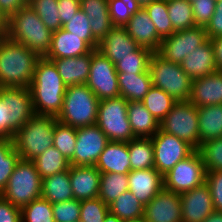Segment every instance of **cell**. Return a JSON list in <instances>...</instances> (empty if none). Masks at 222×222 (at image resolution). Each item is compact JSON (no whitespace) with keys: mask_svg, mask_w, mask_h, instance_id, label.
Segmentation results:
<instances>
[{"mask_svg":"<svg viewBox=\"0 0 222 222\" xmlns=\"http://www.w3.org/2000/svg\"><path fill=\"white\" fill-rule=\"evenodd\" d=\"M66 89L54 62L40 57L29 86L35 114L57 117L63 106Z\"/></svg>","mask_w":222,"mask_h":222,"instance_id":"1","label":"cell"},{"mask_svg":"<svg viewBox=\"0 0 222 222\" xmlns=\"http://www.w3.org/2000/svg\"><path fill=\"white\" fill-rule=\"evenodd\" d=\"M39 58L31 49L4 34L0 38V88H29Z\"/></svg>","mask_w":222,"mask_h":222,"instance_id":"2","label":"cell"},{"mask_svg":"<svg viewBox=\"0 0 222 222\" xmlns=\"http://www.w3.org/2000/svg\"><path fill=\"white\" fill-rule=\"evenodd\" d=\"M52 33L28 4L6 21L4 31L9 39L25 45L39 57H45L49 52Z\"/></svg>","mask_w":222,"mask_h":222,"instance_id":"3","label":"cell"},{"mask_svg":"<svg viewBox=\"0 0 222 222\" xmlns=\"http://www.w3.org/2000/svg\"><path fill=\"white\" fill-rule=\"evenodd\" d=\"M57 118L51 115L35 114L13 136L15 150L21 159L33 160L50 146Z\"/></svg>","mask_w":222,"mask_h":222,"instance_id":"4","label":"cell"},{"mask_svg":"<svg viewBox=\"0 0 222 222\" xmlns=\"http://www.w3.org/2000/svg\"><path fill=\"white\" fill-rule=\"evenodd\" d=\"M99 101L86 84L69 85L57 121L74 128L96 124Z\"/></svg>","mask_w":222,"mask_h":222,"instance_id":"5","label":"cell"},{"mask_svg":"<svg viewBox=\"0 0 222 222\" xmlns=\"http://www.w3.org/2000/svg\"><path fill=\"white\" fill-rule=\"evenodd\" d=\"M148 71L153 86L166 92L176 102L189 101L192 79L180 64L167 61L155 52L150 57Z\"/></svg>","mask_w":222,"mask_h":222,"instance_id":"6","label":"cell"},{"mask_svg":"<svg viewBox=\"0 0 222 222\" xmlns=\"http://www.w3.org/2000/svg\"><path fill=\"white\" fill-rule=\"evenodd\" d=\"M42 178L31 160L17 162L5 189L0 196L19 208L41 197Z\"/></svg>","mask_w":222,"mask_h":222,"instance_id":"7","label":"cell"},{"mask_svg":"<svg viewBox=\"0 0 222 222\" xmlns=\"http://www.w3.org/2000/svg\"><path fill=\"white\" fill-rule=\"evenodd\" d=\"M128 101L122 96L99 101L97 122L111 142H129L136 138L127 113Z\"/></svg>","mask_w":222,"mask_h":222,"instance_id":"8","label":"cell"},{"mask_svg":"<svg viewBox=\"0 0 222 222\" xmlns=\"http://www.w3.org/2000/svg\"><path fill=\"white\" fill-rule=\"evenodd\" d=\"M198 110L190 101L176 102L171 111L160 122V129L199 148Z\"/></svg>","mask_w":222,"mask_h":222,"instance_id":"9","label":"cell"},{"mask_svg":"<svg viewBox=\"0 0 222 222\" xmlns=\"http://www.w3.org/2000/svg\"><path fill=\"white\" fill-rule=\"evenodd\" d=\"M205 166L198 150L163 176L164 189L181 194L205 183Z\"/></svg>","mask_w":222,"mask_h":222,"instance_id":"10","label":"cell"},{"mask_svg":"<svg viewBox=\"0 0 222 222\" xmlns=\"http://www.w3.org/2000/svg\"><path fill=\"white\" fill-rule=\"evenodd\" d=\"M151 140L154 148V168L162 176L195 151L187 142L161 129L151 137Z\"/></svg>","mask_w":222,"mask_h":222,"instance_id":"11","label":"cell"},{"mask_svg":"<svg viewBox=\"0 0 222 222\" xmlns=\"http://www.w3.org/2000/svg\"><path fill=\"white\" fill-rule=\"evenodd\" d=\"M0 97L4 100L7 112V139H12L16 131L34 115L29 88L1 87Z\"/></svg>","mask_w":222,"mask_h":222,"instance_id":"12","label":"cell"},{"mask_svg":"<svg viewBox=\"0 0 222 222\" xmlns=\"http://www.w3.org/2000/svg\"><path fill=\"white\" fill-rule=\"evenodd\" d=\"M207 40L205 27L194 26L163 38L157 53L167 61L181 64L188 54Z\"/></svg>","mask_w":222,"mask_h":222,"instance_id":"13","label":"cell"},{"mask_svg":"<svg viewBox=\"0 0 222 222\" xmlns=\"http://www.w3.org/2000/svg\"><path fill=\"white\" fill-rule=\"evenodd\" d=\"M86 85L99 100L120 96L115 65L97 49L92 50L89 78Z\"/></svg>","mask_w":222,"mask_h":222,"instance_id":"14","label":"cell"},{"mask_svg":"<svg viewBox=\"0 0 222 222\" xmlns=\"http://www.w3.org/2000/svg\"><path fill=\"white\" fill-rule=\"evenodd\" d=\"M71 166H95L100 154L110 142L97 124L79 127Z\"/></svg>","mask_w":222,"mask_h":222,"instance_id":"15","label":"cell"},{"mask_svg":"<svg viewBox=\"0 0 222 222\" xmlns=\"http://www.w3.org/2000/svg\"><path fill=\"white\" fill-rule=\"evenodd\" d=\"M146 222H183L180 194L162 189L144 205Z\"/></svg>","mask_w":222,"mask_h":222,"instance_id":"16","label":"cell"},{"mask_svg":"<svg viewBox=\"0 0 222 222\" xmlns=\"http://www.w3.org/2000/svg\"><path fill=\"white\" fill-rule=\"evenodd\" d=\"M180 198L183 222H203L215 211L206 183L181 193Z\"/></svg>","mask_w":222,"mask_h":222,"instance_id":"17","label":"cell"},{"mask_svg":"<svg viewBox=\"0 0 222 222\" xmlns=\"http://www.w3.org/2000/svg\"><path fill=\"white\" fill-rule=\"evenodd\" d=\"M124 27L140 47L149 49L152 53L158 52L162 38L158 35L154 23L144 8L133 13Z\"/></svg>","mask_w":222,"mask_h":222,"instance_id":"18","label":"cell"},{"mask_svg":"<svg viewBox=\"0 0 222 222\" xmlns=\"http://www.w3.org/2000/svg\"><path fill=\"white\" fill-rule=\"evenodd\" d=\"M139 48L125 27L114 26L99 42L97 50L115 65L121 58L130 56Z\"/></svg>","mask_w":222,"mask_h":222,"instance_id":"19","label":"cell"},{"mask_svg":"<svg viewBox=\"0 0 222 222\" xmlns=\"http://www.w3.org/2000/svg\"><path fill=\"white\" fill-rule=\"evenodd\" d=\"M128 181V190L144 205L164 188L163 176L155 168L130 171Z\"/></svg>","mask_w":222,"mask_h":222,"instance_id":"20","label":"cell"},{"mask_svg":"<svg viewBox=\"0 0 222 222\" xmlns=\"http://www.w3.org/2000/svg\"><path fill=\"white\" fill-rule=\"evenodd\" d=\"M189 101L198 107L222 105V71L192 80Z\"/></svg>","mask_w":222,"mask_h":222,"instance_id":"21","label":"cell"},{"mask_svg":"<svg viewBox=\"0 0 222 222\" xmlns=\"http://www.w3.org/2000/svg\"><path fill=\"white\" fill-rule=\"evenodd\" d=\"M69 176L74 199L98 197L101 173L95 166H70Z\"/></svg>","mask_w":222,"mask_h":222,"instance_id":"22","label":"cell"},{"mask_svg":"<svg viewBox=\"0 0 222 222\" xmlns=\"http://www.w3.org/2000/svg\"><path fill=\"white\" fill-rule=\"evenodd\" d=\"M93 49L79 36L60 28L52 33L51 47L45 58H73L88 54Z\"/></svg>","mask_w":222,"mask_h":222,"instance_id":"23","label":"cell"},{"mask_svg":"<svg viewBox=\"0 0 222 222\" xmlns=\"http://www.w3.org/2000/svg\"><path fill=\"white\" fill-rule=\"evenodd\" d=\"M98 171L102 173H122L129 174L130 156L127 142H109L98 161L95 164Z\"/></svg>","mask_w":222,"mask_h":222,"instance_id":"24","label":"cell"},{"mask_svg":"<svg viewBox=\"0 0 222 222\" xmlns=\"http://www.w3.org/2000/svg\"><path fill=\"white\" fill-rule=\"evenodd\" d=\"M180 65L192 80L217 71L211 40L208 39L203 45L188 54Z\"/></svg>","mask_w":222,"mask_h":222,"instance_id":"25","label":"cell"},{"mask_svg":"<svg viewBox=\"0 0 222 222\" xmlns=\"http://www.w3.org/2000/svg\"><path fill=\"white\" fill-rule=\"evenodd\" d=\"M92 51L73 58H58L52 61L66 86L86 84L89 78Z\"/></svg>","mask_w":222,"mask_h":222,"instance_id":"26","label":"cell"},{"mask_svg":"<svg viewBox=\"0 0 222 222\" xmlns=\"http://www.w3.org/2000/svg\"><path fill=\"white\" fill-rule=\"evenodd\" d=\"M80 9L87 15L93 37L100 42L114 27L108 0H80Z\"/></svg>","mask_w":222,"mask_h":222,"instance_id":"27","label":"cell"},{"mask_svg":"<svg viewBox=\"0 0 222 222\" xmlns=\"http://www.w3.org/2000/svg\"><path fill=\"white\" fill-rule=\"evenodd\" d=\"M127 113L135 137L151 138L159 131L160 123L142 102H128Z\"/></svg>","mask_w":222,"mask_h":222,"instance_id":"28","label":"cell"},{"mask_svg":"<svg viewBox=\"0 0 222 222\" xmlns=\"http://www.w3.org/2000/svg\"><path fill=\"white\" fill-rule=\"evenodd\" d=\"M120 96L128 102H141L153 86L149 71L143 73L117 72Z\"/></svg>","mask_w":222,"mask_h":222,"instance_id":"29","label":"cell"},{"mask_svg":"<svg viewBox=\"0 0 222 222\" xmlns=\"http://www.w3.org/2000/svg\"><path fill=\"white\" fill-rule=\"evenodd\" d=\"M199 147L201 144L222 137V105L198 107Z\"/></svg>","mask_w":222,"mask_h":222,"instance_id":"30","label":"cell"},{"mask_svg":"<svg viewBox=\"0 0 222 222\" xmlns=\"http://www.w3.org/2000/svg\"><path fill=\"white\" fill-rule=\"evenodd\" d=\"M41 197L51 204L74 199L69 170L43 178Z\"/></svg>","mask_w":222,"mask_h":222,"instance_id":"31","label":"cell"},{"mask_svg":"<svg viewBox=\"0 0 222 222\" xmlns=\"http://www.w3.org/2000/svg\"><path fill=\"white\" fill-rule=\"evenodd\" d=\"M128 151L131 171L154 168V148L151 138L136 137L130 140Z\"/></svg>","mask_w":222,"mask_h":222,"instance_id":"32","label":"cell"},{"mask_svg":"<svg viewBox=\"0 0 222 222\" xmlns=\"http://www.w3.org/2000/svg\"><path fill=\"white\" fill-rule=\"evenodd\" d=\"M32 161L42 179L62 171H67L71 166L69 160L54 146H50Z\"/></svg>","mask_w":222,"mask_h":222,"instance_id":"33","label":"cell"},{"mask_svg":"<svg viewBox=\"0 0 222 222\" xmlns=\"http://www.w3.org/2000/svg\"><path fill=\"white\" fill-rule=\"evenodd\" d=\"M128 174L102 173L98 197L108 206L128 190Z\"/></svg>","mask_w":222,"mask_h":222,"instance_id":"34","label":"cell"},{"mask_svg":"<svg viewBox=\"0 0 222 222\" xmlns=\"http://www.w3.org/2000/svg\"><path fill=\"white\" fill-rule=\"evenodd\" d=\"M109 212L121 220L139 218L144 216V204L127 190L109 205Z\"/></svg>","mask_w":222,"mask_h":222,"instance_id":"35","label":"cell"},{"mask_svg":"<svg viewBox=\"0 0 222 222\" xmlns=\"http://www.w3.org/2000/svg\"><path fill=\"white\" fill-rule=\"evenodd\" d=\"M141 102L160 123L171 111L176 100L160 88L152 86Z\"/></svg>","mask_w":222,"mask_h":222,"instance_id":"36","label":"cell"},{"mask_svg":"<svg viewBox=\"0 0 222 222\" xmlns=\"http://www.w3.org/2000/svg\"><path fill=\"white\" fill-rule=\"evenodd\" d=\"M169 19L174 32L195 26L192 4L188 0H167Z\"/></svg>","mask_w":222,"mask_h":222,"instance_id":"37","label":"cell"},{"mask_svg":"<svg viewBox=\"0 0 222 222\" xmlns=\"http://www.w3.org/2000/svg\"><path fill=\"white\" fill-rule=\"evenodd\" d=\"M20 160L12 139L0 140V194L5 189L17 162Z\"/></svg>","mask_w":222,"mask_h":222,"instance_id":"38","label":"cell"},{"mask_svg":"<svg viewBox=\"0 0 222 222\" xmlns=\"http://www.w3.org/2000/svg\"><path fill=\"white\" fill-rule=\"evenodd\" d=\"M76 134L77 128L59 121L56 122L53 133V146L69 161L74 155L77 140Z\"/></svg>","mask_w":222,"mask_h":222,"instance_id":"39","label":"cell"},{"mask_svg":"<svg viewBox=\"0 0 222 222\" xmlns=\"http://www.w3.org/2000/svg\"><path fill=\"white\" fill-rule=\"evenodd\" d=\"M144 9L149 14L158 35L162 39L174 33L171 20L169 19L167 0L153 1Z\"/></svg>","mask_w":222,"mask_h":222,"instance_id":"40","label":"cell"},{"mask_svg":"<svg viewBox=\"0 0 222 222\" xmlns=\"http://www.w3.org/2000/svg\"><path fill=\"white\" fill-rule=\"evenodd\" d=\"M28 5L52 32L62 28L60 15L58 14V0H28Z\"/></svg>","mask_w":222,"mask_h":222,"instance_id":"41","label":"cell"},{"mask_svg":"<svg viewBox=\"0 0 222 222\" xmlns=\"http://www.w3.org/2000/svg\"><path fill=\"white\" fill-rule=\"evenodd\" d=\"M22 222H55L52 204L40 197L21 208Z\"/></svg>","mask_w":222,"mask_h":222,"instance_id":"42","label":"cell"},{"mask_svg":"<svg viewBox=\"0 0 222 222\" xmlns=\"http://www.w3.org/2000/svg\"><path fill=\"white\" fill-rule=\"evenodd\" d=\"M151 55L152 52L149 49L140 47L137 51L131 53L130 56L121 58L115 64L116 71L122 73L147 72Z\"/></svg>","mask_w":222,"mask_h":222,"instance_id":"43","label":"cell"},{"mask_svg":"<svg viewBox=\"0 0 222 222\" xmlns=\"http://www.w3.org/2000/svg\"><path fill=\"white\" fill-rule=\"evenodd\" d=\"M62 29L79 36V38L84 40L92 49L98 48L99 42L93 37L89 19L82 10L72 16L69 22L63 24Z\"/></svg>","mask_w":222,"mask_h":222,"instance_id":"44","label":"cell"},{"mask_svg":"<svg viewBox=\"0 0 222 222\" xmlns=\"http://www.w3.org/2000/svg\"><path fill=\"white\" fill-rule=\"evenodd\" d=\"M141 7L136 0H108V9L112 24L124 27L132 14Z\"/></svg>","mask_w":222,"mask_h":222,"instance_id":"45","label":"cell"},{"mask_svg":"<svg viewBox=\"0 0 222 222\" xmlns=\"http://www.w3.org/2000/svg\"><path fill=\"white\" fill-rule=\"evenodd\" d=\"M198 151L206 171H222V137L201 144Z\"/></svg>","mask_w":222,"mask_h":222,"instance_id":"46","label":"cell"},{"mask_svg":"<svg viewBox=\"0 0 222 222\" xmlns=\"http://www.w3.org/2000/svg\"><path fill=\"white\" fill-rule=\"evenodd\" d=\"M109 213V206L99 197L82 200L80 209V222H103Z\"/></svg>","mask_w":222,"mask_h":222,"instance_id":"47","label":"cell"},{"mask_svg":"<svg viewBox=\"0 0 222 222\" xmlns=\"http://www.w3.org/2000/svg\"><path fill=\"white\" fill-rule=\"evenodd\" d=\"M55 222H77L80 219L81 201L72 199L52 204Z\"/></svg>","mask_w":222,"mask_h":222,"instance_id":"48","label":"cell"},{"mask_svg":"<svg viewBox=\"0 0 222 222\" xmlns=\"http://www.w3.org/2000/svg\"><path fill=\"white\" fill-rule=\"evenodd\" d=\"M216 2V0H193L191 2L195 26H207L214 15Z\"/></svg>","mask_w":222,"mask_h":222,"instance_id":"49","label":"cell"},{"mask_svg":"<svg viewBox=\"0 0 222 222\" xmlns=\"http://www.w3.org/2000/svg\"><path fill=\"white\" fill-rule=\"evenodd\" d=\"M205 183L208 185L216 212H222V171H206Z\"/></svg>","mask_w":222,"mask_h":222,"instance_id":"50","label":"cell"},{"mask_svg":"<svg viewBox=\"0 0 222 222\" xmlns=\"http://www.w3.org/2000/svg\"><path fill=\"white\" fill-rule=\"evenodd\" d=\"M208 39L222 37V0H217L214 15L205 27Z\"/></svg>","mask_w":222,"mask_h":222,"instance_id":"51","label":"cell"},{"mask_svg":"<svg viewBox=\"0 0 222 222\" xmlns=\"http://www.w3.org/2000/svg\"><path fill=\"white\" fill-rule=\"evenodd\" d=\"M0 222H22L21 208L0 196Z\"/></svg>","mask_w":222,"mask_h":222,"instance_id":"52","label":"cell"},{"mask_svg":"<svg viewBox=\"0 0 222 222\" xmlns=\"http://www.w3.org/2000/svg\"><path fill=\"white\" fill-rule=\"evenodd\" d=\"M80 10V0H58V14L62 25L69 22Z\"/></svg>","mask_w":222,"mask_h":222,"instance_id":"53","label":"cell"},{"mask_svg":"<svg viewBox=\"0 0 222 222\" xmlns=\"http://www.w3.org/2000/svg\"><path fill=\"white\" fill-rule=\"evenodd\" d=\"M28 4V0H0V15L7 21L15 12Z\"/></svg>","mask_w":222,"mask_h":222,"instance_id":"54","label":"cell"},{"mask_svg":"<svg viewBox=\"0 0 222 222\" xmlns=\"http://www.w3.org/2000/svg\"><path fill=\"white\" fill-rule=\"evenodd\" d=\"M210 40L213 46L217 70L222 71V37L212 38Z\"/></svg>","mask_w":222,"mask_h":222,"instance_id":"55","label":"cell"},{"mask_svg":"<svg viewBox=\"0 0 222 222\" xmlns=\"http://www.w3.org/2000/svg\"><path fill=\"white\" fill-rule=\"evenodd\" d=\"M7 139V112L4 100L0 97V140Z\"/></svg>","mask_w":222,"mask_h":222,"instance_id":"56","label":"cell"},{"mask_svg":"<svg viewBox=\"0 0 222 222\" xmlns=\"http://www.w3.org/2000/svg\"><path fill=\"white\" fill-rule=\"evenodd\" d=\"M203 222H222V212H212Z\"/></svg>","mask_w":222,"mask_h":222,"instance_id":"57","label":"cell"},{"mask_svg":"<svg viewBox=\"0 0 222 222\" xmlns=\"http://www.w3.org/2000/svg\"><path fill=\"white\" fill-rule=\"evenodd\" d=\"M103 222H124V220L119 219L117 216L111 214L110 212L105 216Z\"/></svg>","mask_w":222,"mask_h":222,"instance_id":"58","label":"cell"},{"mask_svg":"<svg viewBox=\"0 0 222 222\" xmlns=\"http://www.w3.org/2000/svg\"><path fill=\"white\" fill-rule=\"evenodd\" d=\"M137 3L139 4V6L141 8H145L146 6H148L151 2L153 1H157V0H136Z\"/></svg>","mask_w":222,"mask_h":222,"instance_id":"59","label":"cell"},{"mask_svg":"<svg viewBox=\"0 0 222 222\" xmlns=\"http://www.w3.org/2000/svg\"><path fill=\"white\" fill-rule=\"evenodd\" d=\"M124 222H146V221H145L144 216H142V217H139V218L124 220Z\"/></svg>","mask_w":222,"mask_h":222,"instance_id":"60","label":"cell"},{"mask_svg":"<svg viewBox=\"0 0 222 222\" xmlns=\"http://www.w3.org/2000/svg\"><path fill=\"white\" fill-rule=\"evenodd\" d=\"M6 24H0V38L4 35Z\"/></svg>","mask_w":222,"mask_h":222,"instance_id":"61","label":"cell"},{"mask_svg":"<svg viewBox=\"0 0 222 222\" xmlns=\"http://www.w3.org/2000/svg\"><path fill=\"white\" fill-rule=\"evenodd\" d=\"M0 24H6V21L0 15Z\"/></svg>","mask_w":222,"mask_h":222,"instance_id":"62","label":"cell"}]
</instances>
